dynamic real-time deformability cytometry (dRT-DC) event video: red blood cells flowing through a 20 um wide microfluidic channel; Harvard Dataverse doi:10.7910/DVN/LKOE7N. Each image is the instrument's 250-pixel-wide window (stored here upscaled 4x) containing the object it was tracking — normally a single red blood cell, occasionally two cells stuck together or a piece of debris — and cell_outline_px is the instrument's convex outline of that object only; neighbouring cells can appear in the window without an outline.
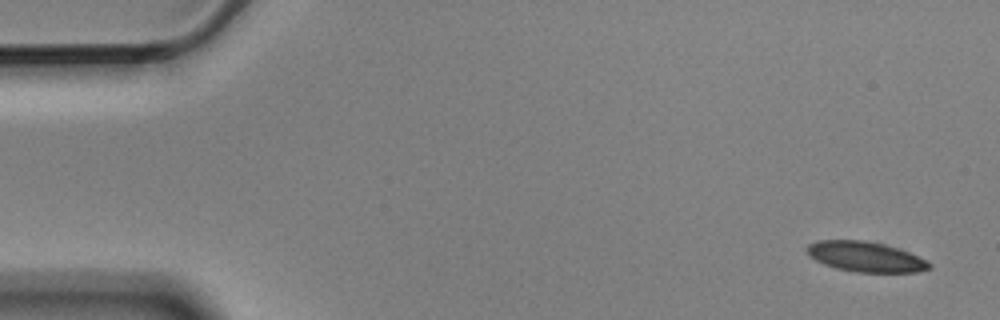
{"species": "Egyptian fruit bat (a non-hibernating species)", "species_latin": "Rousettus aegyptiacus", "temperature_condition": "cold", "stored_images_in_passage": 7, "camera_frame_rate_fps": 3000, "um_per_image_px": 0.085, "animal": {"sex": "male"}, "frame": {"image": 1, "passage_image": 1, "time_ms": 0.0, "image_size_px": [1000, 320], "cell_outline_px": [[932, 268], [916, 272], [856, 272], [836, 268], [824, 264], [808, 256], [804, 248], [808, 244], [820, 240], [864, 240], [884, 244], [908, 252], [932, 264]], "centroid_in_image_um": [73.51, 21.82], "position_along_channel_um": 11.5, "area_um2": 21.44}}
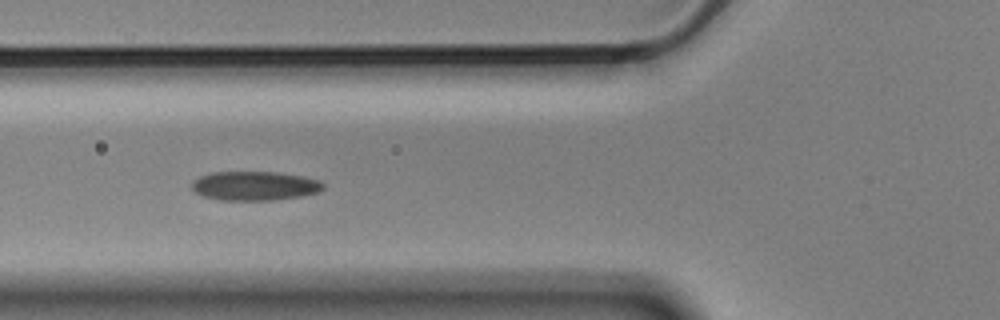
{"frame": {"image": 2, "passage_image": 6, "time_ms": 1.667, "image_size_px": [1000, 320], "cell_outline_px": [[324, 188], [316, 192], [300, 196], [272, 200], [220, 200], [204, 196], [196, 192], [192, 188], [192, 180], [200, 176], [212, 172], [276, 172], [304, 176], [320, 180], [324, 184]], "centroid_in_image_um": [21.64, 15.79], "position_along_channel_um": 104.2, "area_um2": 22.25}}
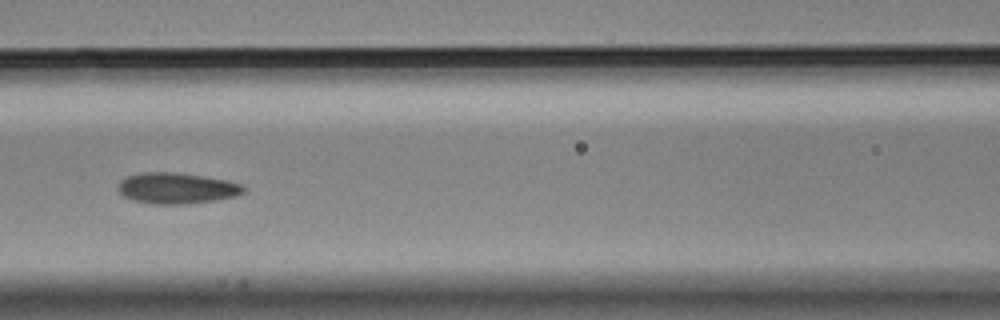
{"frame": {"image": 3, "passage_image": 7, "time_ms": 2.0, "image_size_px": [1000, 320], "cell_outline_px": [[244, 192], [236, 196], [216, 200], [184, 204], [152, 204], [132, 200], [124, 196], [120, 192], [120, 180], [128, 176], [140, 172], [176, 172], [204, 176], [228, 180], [240, 184], [244, 188]], "centroid_in_image_um": [15.03, 15.99], "position_along_channel_um": 151.6, "area_um2": 22.6}}